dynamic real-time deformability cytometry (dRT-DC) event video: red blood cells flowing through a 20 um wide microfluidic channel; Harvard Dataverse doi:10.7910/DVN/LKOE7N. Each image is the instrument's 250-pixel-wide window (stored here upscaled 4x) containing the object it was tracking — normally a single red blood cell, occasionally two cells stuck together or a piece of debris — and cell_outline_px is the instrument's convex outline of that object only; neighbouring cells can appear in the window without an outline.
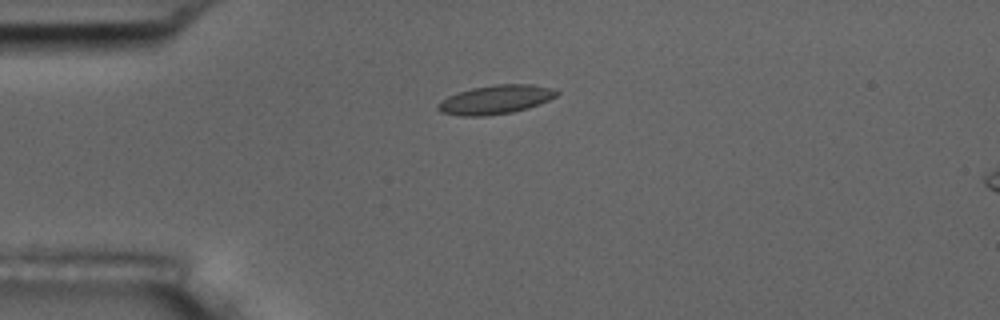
{"species": "common noctule bat (a hibernating species)", "species_latin": "Nyctalus noctula", "temperature_condition": "room temperature", "stored_images_in_passage": 13, "camera_frame_rate_fps": 3000, "um_per_image_px": 0.085, "animal": {"sex": "male", "body_mass_g": 17.5, "forearm_length_mm": 52.3}, "frame": {"image": 1, "passage_image": 4, "time_ms": 4.333, "image_size_px": [1000, 320], "cell_outline_px": [[560, 92], [556, 96], [540, 104], [528, 108], [512, 112], [484, 116], [460, 116], [440, 112], [436, 108], [436, 104], [440, 100], [448, 96], [472, 88], [496, 84], [532, 84], [548, 88]], "centroid_in_image_um": [42.08, 8.47], "position_along_channel_um": 42.9, "area_um2": 19.94}}
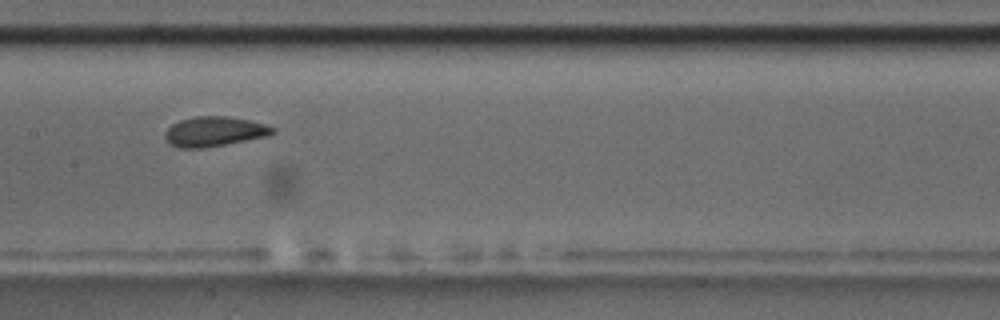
{"frame": {"image": 2, "passage_image": 8, "time_ms": 9.0, "image_size_px": [1000, 320], "cell_outline_px": [[276, 132], [268, 136], [204, 148], [180, 148], [168, 144], [164, 140], [164, 132], [172, 124], [180, 120], [196, 116], [224, 116], [248, 120], [264, 124], [276, 128]], "centroid_in_image_um": [18.18, 11.19], "position_along_channel_um": 189.2, "area_um2": 18.79}}
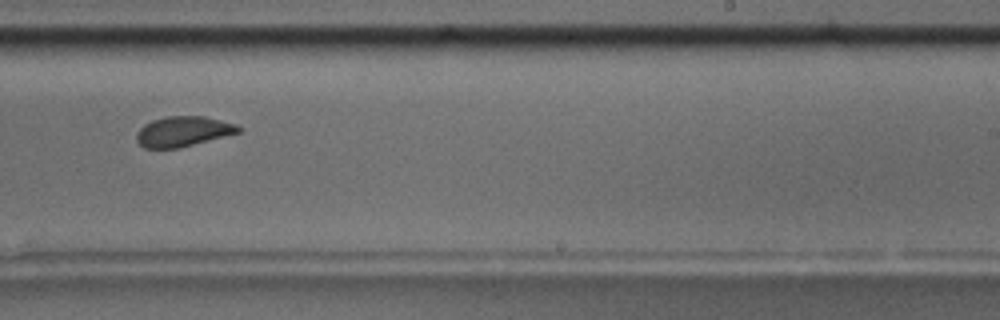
{"frame": {"image": 3, "passage_image": 10, "time_ms": 11.333, "image_size_px": [1000, 320], "cell_outline_px": [[240, 132], [180, 148], [144, 148], [136, 140], [136, 132], [144, 124], [152, 120], [164, 116], [204, 116], [236, 124], [240, 128]], "centroid_in_image_um": [15.53, 11.17], "position_along_channel_um": 273.5, "area_um2": 17.92}, "authors_computed_cell_mechanics": {"area_um2": 18.1492, "velocity_mm_per_s": 3.622, "shape_relaxation_time_tau1_ms": 1.9218, "shape_relaxation_time_tau2_ms": 0.9981, "deformation_change_tau1": 0.0978, "deformation_change_tau2": 0.0553}}